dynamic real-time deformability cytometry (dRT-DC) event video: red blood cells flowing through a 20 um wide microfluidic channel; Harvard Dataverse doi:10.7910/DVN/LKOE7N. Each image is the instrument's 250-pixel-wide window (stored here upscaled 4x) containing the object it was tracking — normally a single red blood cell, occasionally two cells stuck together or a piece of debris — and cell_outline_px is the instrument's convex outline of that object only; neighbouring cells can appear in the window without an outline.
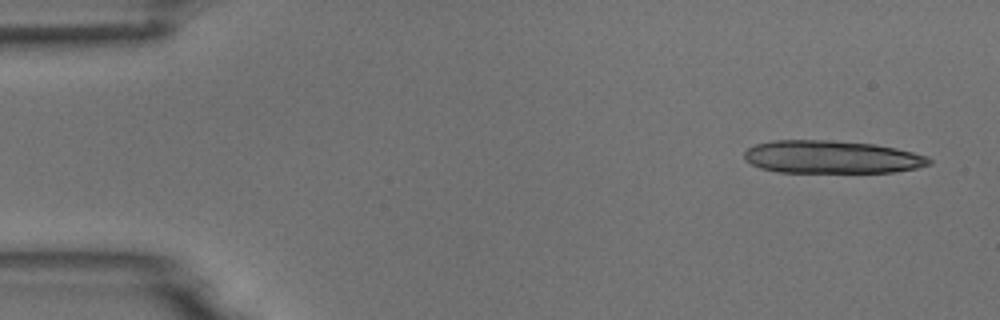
{"species": "common noctule bat (a hibernating species)", "species_latin": "Nyctalus noctula", "temperature_condition": "room temperature", "stored_images_in_passage": 14, "camera_frame_rate_fps": 3000, "um_per_image_px": 0.085, "animal": {"sex": "male", "body_mass_g": 18.8}, "frame": {"image": 1, "passage_image": 3, "time_ms": 0.667, "image_size_px": [1000, 320], "cell_outline_px": [[932, 164], [916, 168], [892, 172], [780, 172], [760, 168], [744, 160], [744, 152], [748, 148], [756, 144], [772, 140], [828, 140], [872, 144], [896, 148], [928, 156], [932, 160]], "centroid_in_image_um": [70.68, 13.35], "position_along_channel_um": 14.3, "area_um2": 35.37}}